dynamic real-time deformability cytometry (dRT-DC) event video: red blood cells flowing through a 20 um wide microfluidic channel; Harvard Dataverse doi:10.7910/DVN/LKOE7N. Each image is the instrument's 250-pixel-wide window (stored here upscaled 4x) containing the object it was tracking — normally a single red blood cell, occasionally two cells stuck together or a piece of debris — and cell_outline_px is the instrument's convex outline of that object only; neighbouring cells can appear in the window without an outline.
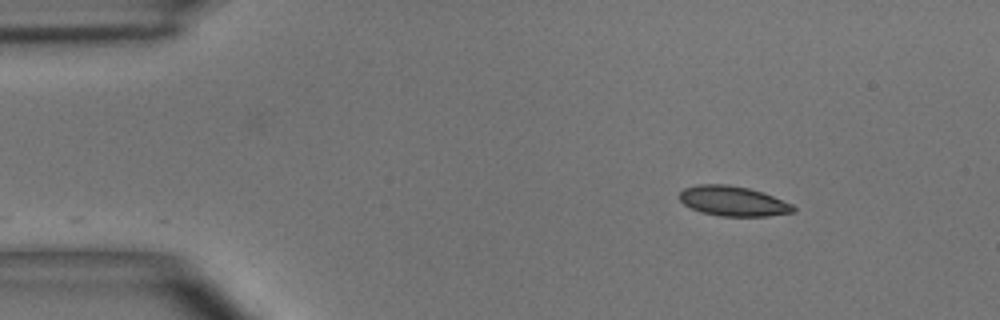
{"species": "common noctule bat (a hibernating species)", "species_latin": "Nyctalus noctula", "temperature_condition": "room temperature", "stored_images_in_passage": 2, "camera_frame_rate_fps": 3000, "um_per_image_px": 0.085, "animal": {"sex": "male", "body_mass_g": 15.6}, "frame": {"image": 1, "passage_image": 2, "time_ms": 1.333, "image_size_px": [1000, 320], "cell_outline_px": [[796, 212], [768, 216], [720, 216], [700, 212], [684, 204], [680, 200], [680, 192], [684, 188], [696, 184], [728, 184], [748, 188], [772, 196], [792, 204], [796, 208]], "centroid_in_image_um": [62.3, 17.09], "position_along_channel_um": 22.7, "area_um2": 19.83}}